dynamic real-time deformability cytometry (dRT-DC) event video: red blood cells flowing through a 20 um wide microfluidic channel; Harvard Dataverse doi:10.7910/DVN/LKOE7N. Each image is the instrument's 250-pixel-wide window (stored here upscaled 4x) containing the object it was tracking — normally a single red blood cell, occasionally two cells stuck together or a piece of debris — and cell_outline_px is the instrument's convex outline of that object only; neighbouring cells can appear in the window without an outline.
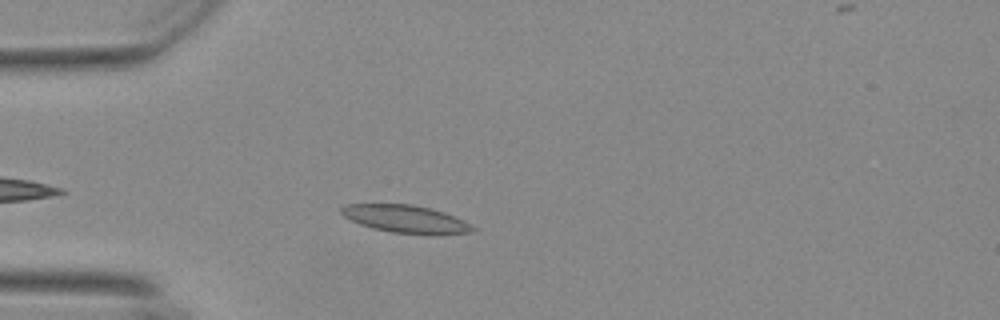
{"species": "Egyptian fruit bat (a non-hibernating species)", "species_latin": "Rousettus aegyptiacus", "temperature_condition": "warm", "stored_images_in_passage": 38, "camera_frame_rate_fps": 3000, "um_per_image_px": 0.085, "animal": {"sex": "female"}, "frame": {"image": 1, "passage_image": 6, "time_ms": 1.667, "image_size_px": [1000, 320], "cell_outline_px": [[476, 228], [472, 232], [392, 232], [372, 228], [360, 224], [344, 216], [340, 212], [340, 208], [344, 204], [412, 204], [444, 212], [464, 220]], "centroid_in_image_um": [34.39, 18.56], "position_along_channel_um": 50.6, "area_um2": 20.29}}
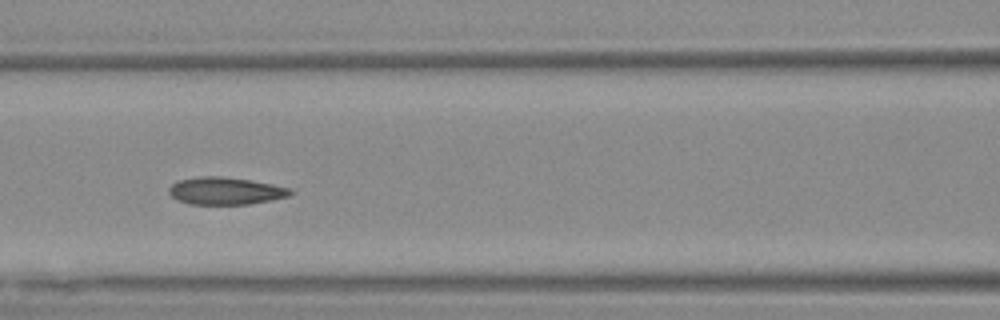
{"frame": {"image": 2, "passage_image": 15, "time_ms": 4.667, "image_size_px": [1000, 320], "cell_outline_px": [[296, 192], [288, 196], [272, 200], [248, 204], [188, 204], [176, 200], [168, 192], [168, 188], [176, 180], [200, 176], [220, 176], [248, 180], [272, 184], [292, 188]], "centroid_in_image_um": [19.16, 16.23], "position_along_channel_um": 147.4, "area_um2": 19.54}}
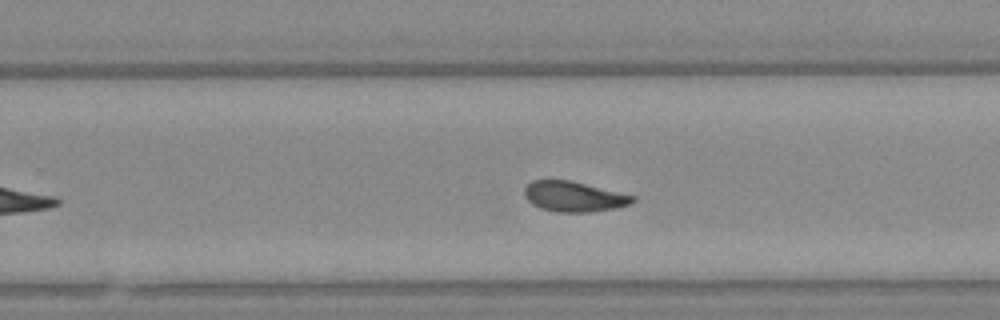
{"frame": {"image": 3, "passage_image": 26, "time_ms": 8.333, "image_size_px": [1000, 320], "cell_outline_px": [[636, 200], [628, 204], [616, 208], [592, 212], [556, 212], [540, 208], [532, 204], [524, 196], [524, 188], [532, 180], [572, 180], [636, 196]], "centroid_in_image_um": [48.78, 16.7], "position_along_channel_um": 281.0, "area_um2": 19.25}, "authors_computed_cell_mechanics": {"area_um2": 19.652, "velocity_mm_per_s": 3.6737, "shape_relaxation_time_tau1_ms": null, "shape_relaxation_time_tau2_ms": 2.0052, "deformation_change_tau1": null, "deformation_change_tau2": 0.0615}}